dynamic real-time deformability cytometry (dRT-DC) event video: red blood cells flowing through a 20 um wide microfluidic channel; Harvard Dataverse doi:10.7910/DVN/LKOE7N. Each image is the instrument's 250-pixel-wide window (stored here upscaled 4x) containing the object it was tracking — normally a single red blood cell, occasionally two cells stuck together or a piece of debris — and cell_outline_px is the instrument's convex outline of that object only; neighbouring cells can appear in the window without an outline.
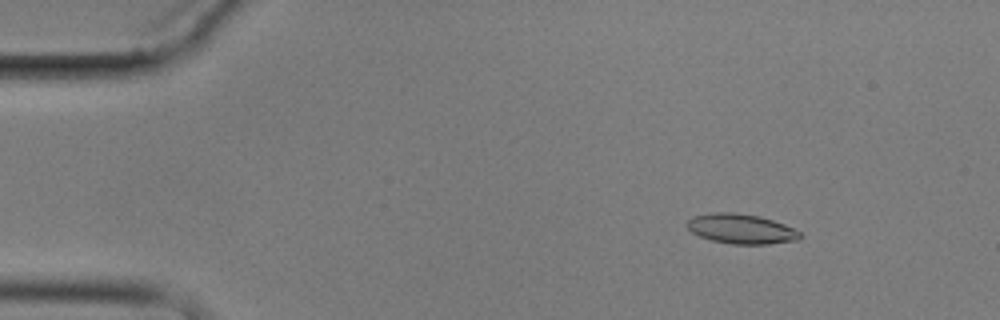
{"species": "common noctule bat (a hibernating species)", "species_latin": "Nyctalus noctula", "temperature_condition": "cold", "stored_images_in_passage": 5, "camera_frame_rate_fps": 3000, "um_per_image_px": 0.085, "animal": {"sex": "male", "body_mass_g": 17.9}, "frame": {"image": 1, "passage_image": 3, "time_ms": 2.333, "image_size_px": [1000, 320], "cell_outline_px": [[804, 236], [800, 240], [768, 244], [732, 244], [712, 240], [700, 236], [692, 232], [688, 228], [688, 220], [692, 216], [712, 212], [732, 212], [760, 216], [784, 224], [800, 232]], "centroid_in_image_um": [63.03, 19.45], "position_along_channel_um": 22.0, "area_um2": 19.65}}
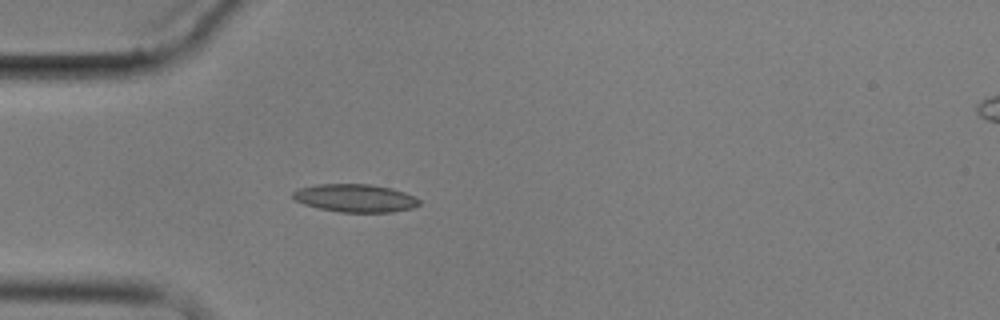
{"frame": {"image": 2, "passage_image": 5, "time_ms": 5.333, "image_size_px": [1000, 320], "cell_outline_px": [[420, 204], [412, 208], [392, 212], [340, 212], [320, 208], [304, 204], [296, 200], [292, 196], [292, 192], [300, 188], [316, 184], [372, 184], [392, 188], [404, 192], [420, 200]], "centroid_in_image_um": [30.2, 16.83], "position_along_channel_um": 54.8, "area_um2": 20.52}}